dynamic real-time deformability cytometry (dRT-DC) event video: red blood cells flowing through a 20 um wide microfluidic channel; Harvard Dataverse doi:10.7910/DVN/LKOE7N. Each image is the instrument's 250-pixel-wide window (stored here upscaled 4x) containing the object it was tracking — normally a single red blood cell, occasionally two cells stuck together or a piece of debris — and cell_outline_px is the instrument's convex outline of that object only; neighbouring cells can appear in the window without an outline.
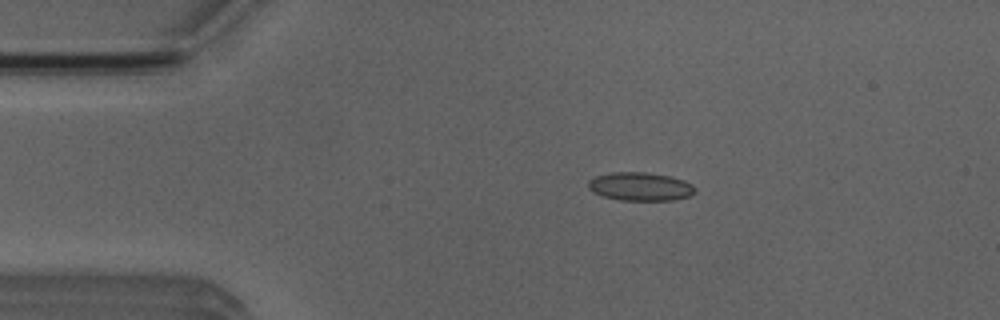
{"species": "Egyptian fruit bat (a non-hibernating species)", "species_latin": "Rousettus aegyptiacus", "temperature_condition": "room temperature", "stored_images_in_passage": 5, "camera_frame_rate_fps": 3000, "um_per_image_px": 0.085, "animal": {"sex": "male"}, "frame": {"image": 1, "passage_image": 3, "time_ms": 2.333, "image_size_px": [1000, 320], "cell_outline_px": [[696, 192], [688, 196], [672, 200], [620, 200], [604, 196], [592, 192], [588, 188], [588, 180], [596, 176], [612, 172], [644, 172], [668, 176], [684, 180], [692, 184], [696, 188]], "centroid_in_image_um": [54.41, 15.85], "position_along_channel_um": 30.6, "area_um2": 17.63}}
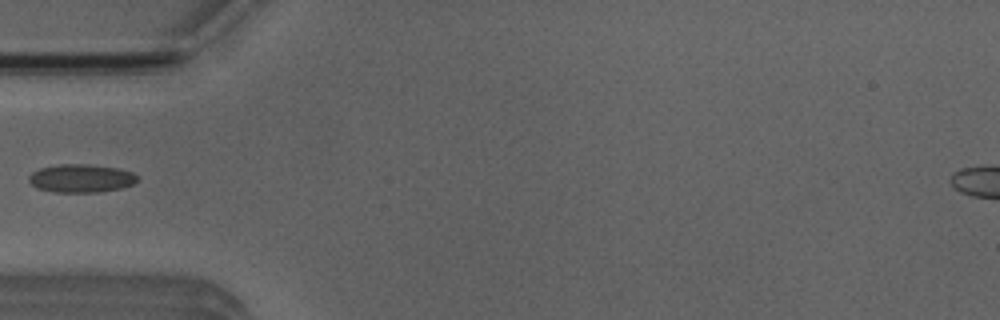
{"frame": {"image": 2, "passage_image": 5, "time_ms": 4.667, "image_size_px": [1000, 320], "cell_outline_px": [[136, 180], [132, 184], [120, 188], [96, 192], [56, 192], [36, 188], [28, 180], [28, 176], [32, 172], [40, 168], [60, 164], [88, 164], [116, 168], [132, 172], [136, 176]], "centroid_in_image_um": [6.84, 15.15], "position_along_channel_um": 78.2, "area_um2": 17.63}}